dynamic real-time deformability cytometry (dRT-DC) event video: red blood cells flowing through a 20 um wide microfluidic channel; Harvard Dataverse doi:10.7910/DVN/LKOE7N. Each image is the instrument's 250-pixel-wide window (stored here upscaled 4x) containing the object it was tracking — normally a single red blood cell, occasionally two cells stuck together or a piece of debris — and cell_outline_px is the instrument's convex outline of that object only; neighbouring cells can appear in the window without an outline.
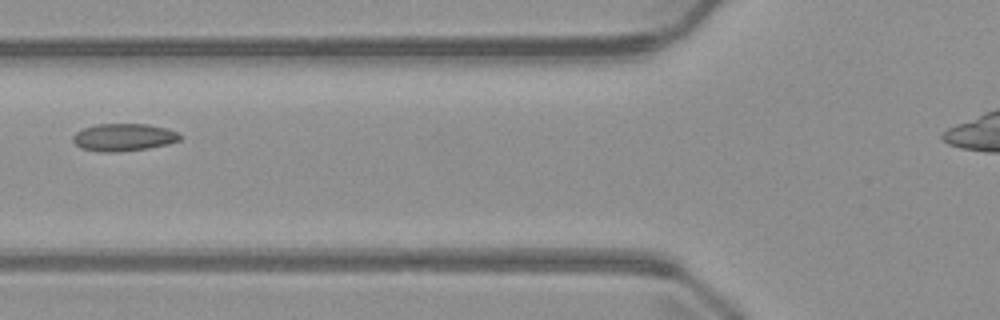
{"species": "common noctule bat (a hibernating species)", "species_latin": "Nyctalus noctula", "temperature_condition": "warm", "stored_images_in_passage": 3, "camera_frame_rate_fps": 3000, "um_per_image_px": 0.085, "animal": {"sex": "male", "body_mass_g": 23.1, "forearm_length_mm": 52.7}, "frame": {"image": 1, "passage_image": 2, "time_ms": 1.333, "image_size_px": [1000, 320], "cell_outline_px": [[184, 136], [180, 140], [168, 144], [148, 148], [116, 152], [104, 152], [80, 148], [72, 140], [72, 136], [76, 132], [84, 128], [96, 124], [148, 124], [168, 128]], "centroid_in_image_um": [10.53, 11.66], "position_along_channel_um": 115.3, "area_um2": 17.22}}
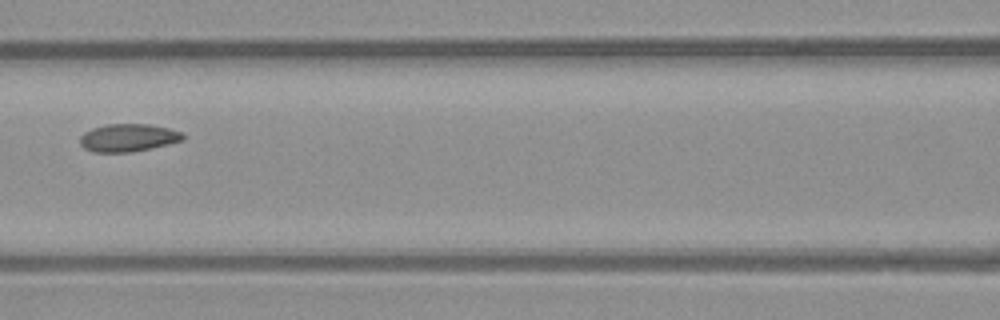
{"frame": {"image": 2, "passage_image": 3, "time_ms": 2.333, "image_size_px": [1000, 320], "cell_outline_px": [[184, 140], [168, 144], [132, 152], [92, 152], [84, 148], [80, 144], [80, 136], [84, 132], [92, 128], [104, 124], [148, 124], [168, 128], [180, 132], [184, 136]], "centroid_in_image_um": [10.85, 11.7], "position_along_channel_um": 155.7, "area_um2": 16.65}}